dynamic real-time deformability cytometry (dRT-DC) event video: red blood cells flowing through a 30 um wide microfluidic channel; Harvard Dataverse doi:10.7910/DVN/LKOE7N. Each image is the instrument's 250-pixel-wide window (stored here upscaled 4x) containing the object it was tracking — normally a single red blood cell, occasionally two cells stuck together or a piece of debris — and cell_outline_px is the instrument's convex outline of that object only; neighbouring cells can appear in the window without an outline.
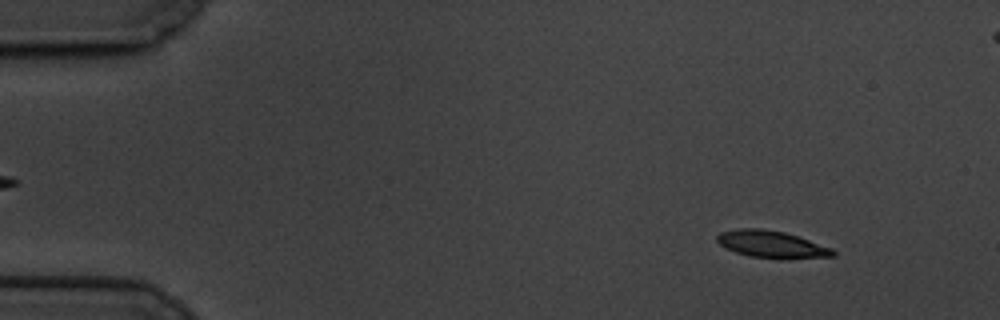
{"species": "common noctule bat (a hibernating species)", "species_latin": "Nyctalus noctula", "temperature_condition": "cold", "stored_images_in_passage": 57, "camera_frame_rate_fps": 3000, "um_per_image_px": 0.085, "animal": {"sex": "male", "body_mass_g": 19.5, "forearm_length_mm": 54.6}, "frame": {"image": 1, "passage_image": 3, "time_ms": 0.667, "image_size_px": [1000, 320], "cell_outline_px": [[836, 256], [748, 256], [724, 248], [716, 240], [716, 236], [720, 232], [740, 228], [760, 228], [784, 232], [832, 248], [836, 252]], "centroid_in_image_um": [65.48, 20.71], "position_along_channel_um": 19.5, "area_um2": 17.28}}
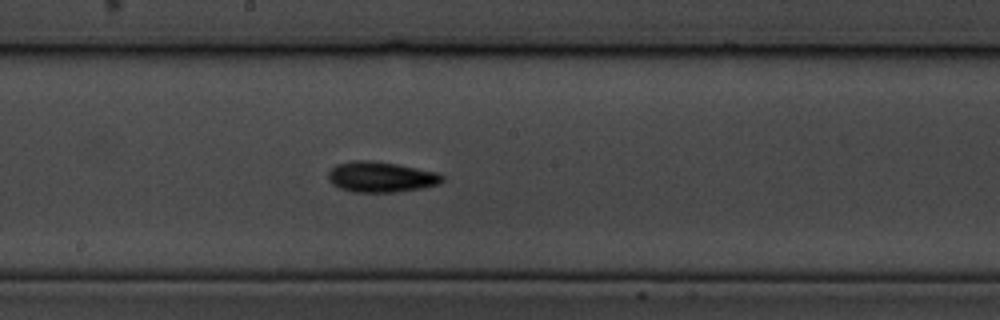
{"frame": {"image": 2, "passage_image": 29, "time_ms": 9.333, "image_size_px": [1000, 320], "cell_outline_px": [[444, 180], [440, 184], [420, 188], [392, 192], [352, 192], [340, 188], [332, 184], [328, 180], [328, 172], [336, 164], [352, 160], [372, 160], [396, 164], [436, 172], [444, 176]], "centroid_in_image_um": [32.35, 15.03], "position_along_channel_um": 215.9, "area_um2": 20.29}}
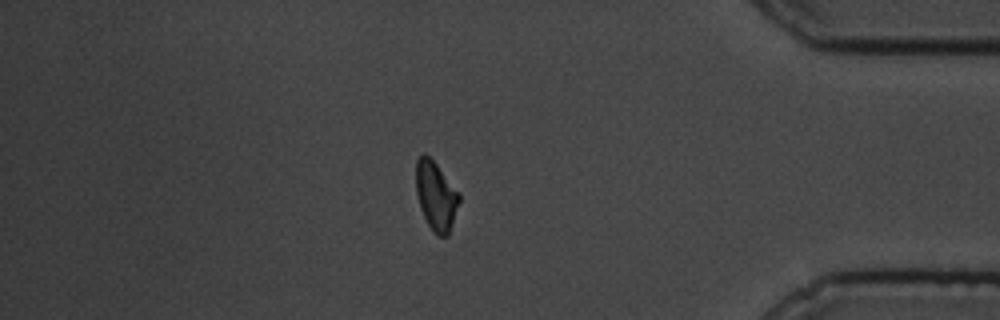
{"frame": {"image": 3, "passage_image": 48, "time_ms": 15.667, "image_size_px": [1000, 320], "cell_outline_px": [[460, 200], [448, 236], [436, 236], [432, 232], [420, 208], [416, 192], [416, 160], [424, 152], [436, 164], [460, 192]], "centroid_in_image_um": [37.06, 16.66], "position_along_channel_um": 398.1, "area_um2": 17.4}, "authors_computed_cell_mechanics": {"area_um2": 18.1492, "velocity_mm_per_s": 3.3689, "shape_relaxation_time_tau1_ms": 2.4929, "shape_relaxation_time_tau2_ms": 10.7096, "deformation_change_tau1": 0.1097, "deformation_change_tau2": 0.156}}